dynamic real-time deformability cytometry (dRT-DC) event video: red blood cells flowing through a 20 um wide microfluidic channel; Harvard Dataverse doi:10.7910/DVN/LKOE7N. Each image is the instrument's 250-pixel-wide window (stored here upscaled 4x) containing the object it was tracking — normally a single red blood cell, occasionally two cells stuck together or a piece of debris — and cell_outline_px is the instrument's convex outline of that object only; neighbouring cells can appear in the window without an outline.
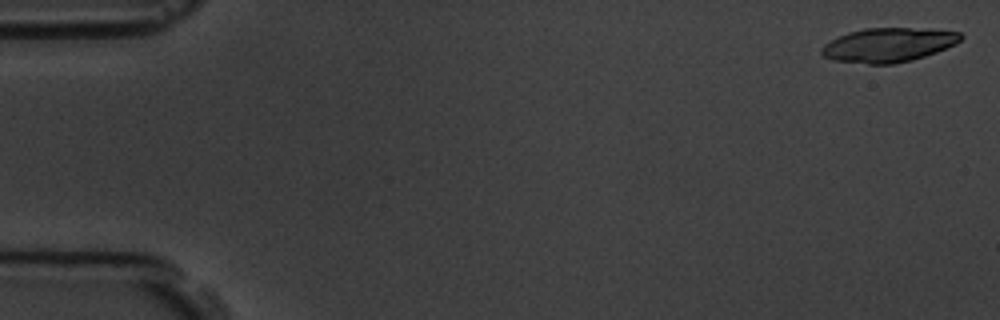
{"species": "common noctule bat (a hibernating species)", "species_latin": "Nyctalus noctula", "temperature_condition": "room temperature", "stored_images_in_passage": 7, "camera_frame_rate_fps": 3000, "um_per_image_px": 0.085, "animal": {"sex": "male", "body_mass_g": 19.5, "forearm_length_mm": 54.6}, "frame": {"image": 1, "passage_image": 1, "time_ms": 0.0, "image_size_px": [1000, 320], "cell_outline_px": [[964, 36], [956, 44], [936, 52], [912, 60], [892, 64], [868, 64], [832, 60], [824, 56], [820, 52], [820, 48], [824, 44], [848, 32], [864, 28], [928, 28], [960, 32]], "centroid_in_image_um": [75.52, 3.81], "position_along_channel_um": 9.5, "area_um2": 27.8}}
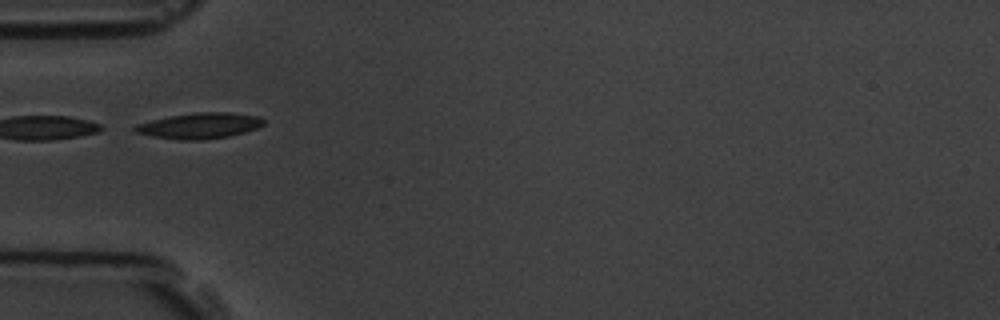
{"frame": {"image": 2, "passage_image": 6, "time_ms": 5.667, "image_size_px": [1000, 320], "cell_outline_px": [[264, 124], [256, 128], [244, 132], [228, 136], [200, 140], [180, 140], [152, 136], [136, 132], [132, 128], [136, 124], [168, 116], [196, 112], [232, 112], [260, 116], [264, 120]], "centroid_in_image_um": [16.97, 10.67], "position_along_channel_um": 68.0, "area_um2": 19.31}}